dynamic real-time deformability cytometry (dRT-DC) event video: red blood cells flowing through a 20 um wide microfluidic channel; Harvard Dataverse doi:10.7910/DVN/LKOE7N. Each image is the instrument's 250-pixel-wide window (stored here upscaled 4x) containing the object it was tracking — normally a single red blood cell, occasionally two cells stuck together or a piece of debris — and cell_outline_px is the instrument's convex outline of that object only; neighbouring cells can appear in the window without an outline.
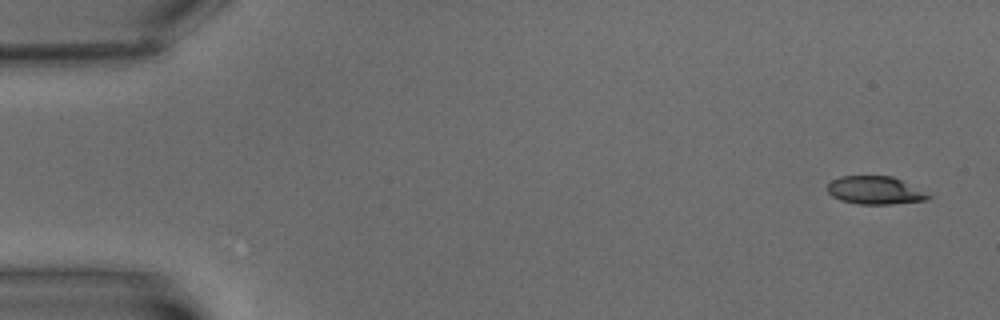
{"species": "common noctule bat (a hibernating species)", "species_latin": "Nyctalus noctula", "temperature_condition": "warm", "stored_images_in_passage": 9, "camera_frame_rate_fps": 3000, "um_per_image_px": 0.085, "animal": {"sex": "male", "body_mass_g": 15.6}, "frame": {"image": 1, "passage_image": 1, "time_ms": 0.0, "image_size_px": [1000, 320], "cell_outline_px": [[932, 196], [924, 200], [892, 204], [860, 204], [840, 200], [832, 196], [828, 192], [828, 184], [832, 180], [840, 176], [892, 176]], "centroid_in_image_um": [74.32, 16.18], "position_along_channel_um": 10.7, "area_um2": 16.13}}
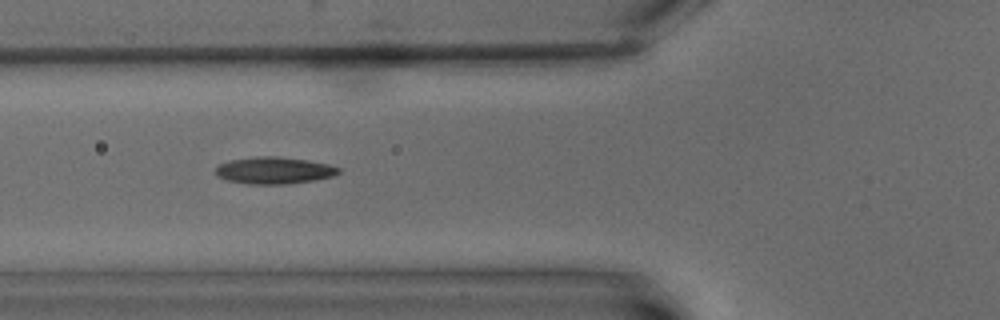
{"frame": {"image": 2, "passage_image": 6, "time_ms": 7.333, "image_size_px": [1000, 320], "cell_outline_px": [[340, 172], [332, 176], [316, 180], [284, 184], [248, 184], [228, 180], [216, 176], [216, 168], [220, 164], [228, 160], [256, 156], [276, 156], [308, 160], [328, 164], [340, 168]], "centroid_in_image_um": [23.29, 14.48], "position_along_channel_um": 102.5, "area_um2": 19.31}}
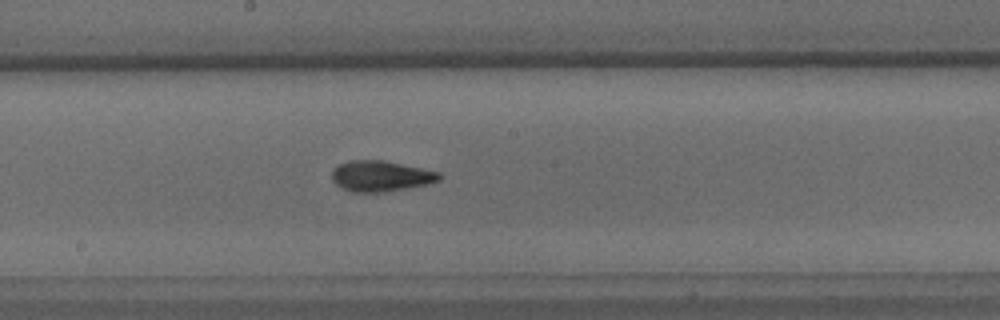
{"frame": {"image": 3, "passage_image": 9, "time_ms": 11.0, "image_size_px": [1000, 320], "cell_outline_px": [[444, 176], [440, 180], [428, 184], [408, 188], [384, 192], [352, 192], [336, 184], [332, 180], [332, 168], [340, 164], [352, 160], [384, 160], [440, 172]], "centroid_in_image_um": [32.39, 14.96], "position_along_channel_um": 215.8, "area_um2": 19.31}}